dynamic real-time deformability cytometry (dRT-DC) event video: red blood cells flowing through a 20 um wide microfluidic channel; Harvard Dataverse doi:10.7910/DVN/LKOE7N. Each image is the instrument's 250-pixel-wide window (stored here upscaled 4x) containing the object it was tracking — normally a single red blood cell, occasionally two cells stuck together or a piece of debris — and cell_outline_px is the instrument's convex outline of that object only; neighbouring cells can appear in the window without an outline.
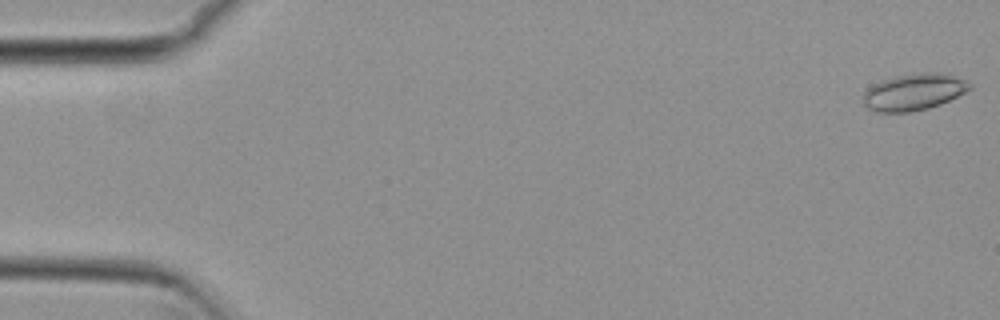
{"species": "common noctule bat (a hibernating species)", "species_latin": "Nyctalus noctula", "temperature_condition": "cold", "stored_images_in_passage": 54, "camera_frame_rate_fps": 3000, "um_per_image_px": 0.085, "animal": {"sex": "female", "body_mass_g": 29.2, "forearm_length_mm": 56.3}, "frame": {"image": 1, "passage_image": 1, "time_ms": 0.0, "image_size_px": [1000, 320], "cell_outline_px": [[972, 88], [940, 104], [928, 108], [912, 112], [876, 112], [868, 108], [864, 104], [864, 92], [872, 84], [880, 80], [896, 76], [916, 72], [940, 72], [968, 80], [972, 84]], "centroid_in_image_um": [77.67, 7.8], "position_along_channel_um": 7.3, "area_um2": 22.89}}
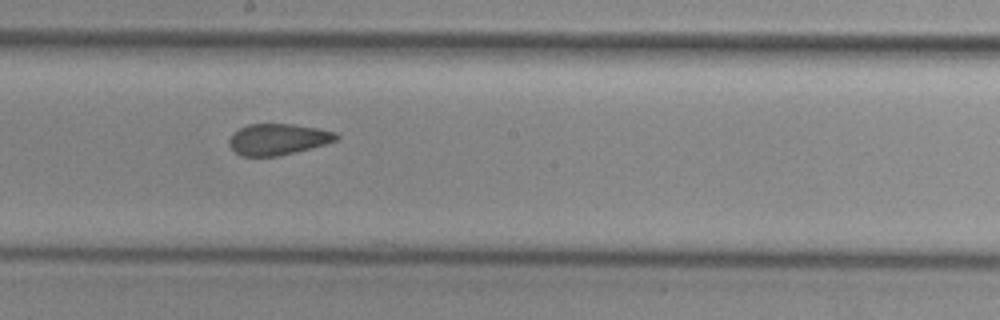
{"frame": {"image": 2, "passage_image": 30, "time_ms": 9.667, "image_size_px": [1000, 320], "cell_outline_px": [[340, 136], [336, 140], [324, 144], [276, 156], [240, 156], [228, 144], [228, 140], [240, 128], [248, 124], [292, 124], [316, 128], [336, 132]], "centroid_in_image_um": [23.61, 11.83], "position_along_channel_um": 224.6, "area_um2": 19.07}}
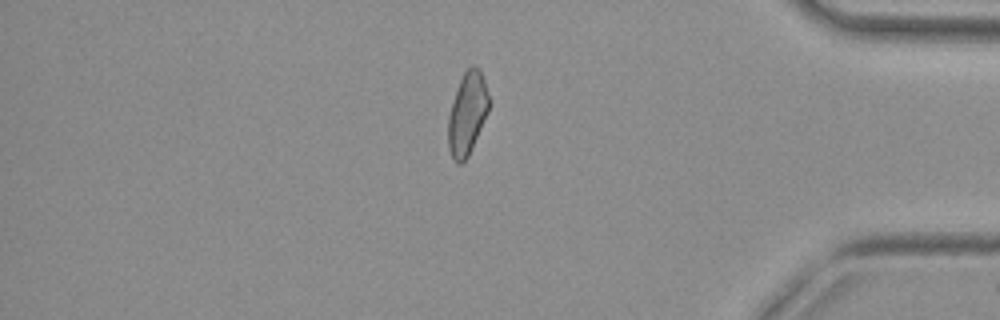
{"frame": {"image": 3, "passage_image": 46, "time_ms": 15.0, "image_size_px": [1000, 320], "cell_outline_px": [[488, 112], [472, 148], [468, 156], [460, 164], [456, 164], [448, 148], [448, 116], [460, 80], [464, 72], [472, 64], [476, 64], [480, 68], [484, 80], [488, 96]], "centroid_in_image_um": [39.71, 9.65], "position_along_channel_um": 395.5, "area_um2": 19.36}, "authors_computed_cell_mechanics": {"area_um2": 20.4612, "velocity_mm_per_s": 3.8157, "shape_relaxation_time_tau1_ms": null, "shape_relaxation_time_tau2_ms": 1.809, "deformation_change_tau1": null, "deformation_change_tau2": 0.0917}}